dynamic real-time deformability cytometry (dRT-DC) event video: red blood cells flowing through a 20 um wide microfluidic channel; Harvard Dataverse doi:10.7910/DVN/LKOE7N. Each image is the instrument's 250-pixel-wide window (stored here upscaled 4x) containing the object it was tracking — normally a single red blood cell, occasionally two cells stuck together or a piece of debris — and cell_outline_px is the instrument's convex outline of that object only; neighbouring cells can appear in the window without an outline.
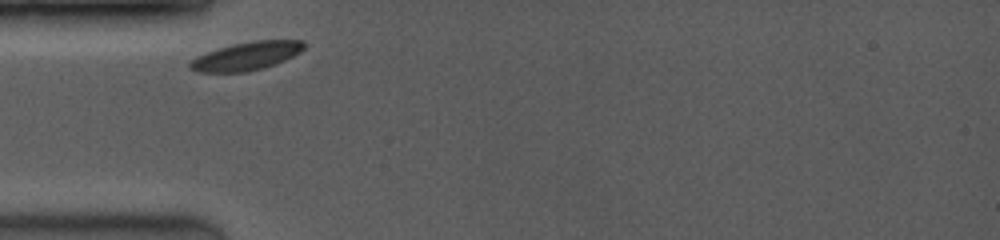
{"species": "common noctule bat (a hibernating species)", "species_latin": "Nyctalus noctula", "temperature_condition": "room temperature", "stored_images_in_passage": 24, "camera_frame_rate_fps": 3500, "um_per_image_px": 0.085, "animal": {"sex": "female", "body_mass_g": 19.0, "forearm_length_mm": 53.3}, "frame": {"image": 1, "passage_image": 1, "time_ms": 0.0, "image_size_px": [1000, 240], "cell_outline_px": [[304, 48], [300, 52], [276, 64], [264, 68], [248, 72], [196, 72], [188, 68], [188, 64], [196, 56], [232, 44], [256, 40], [304, 40]], "centroid_in_image_um": [20.94, 4.77], "position_along_channel_um": 64.1, "area_um2": 18.79}}
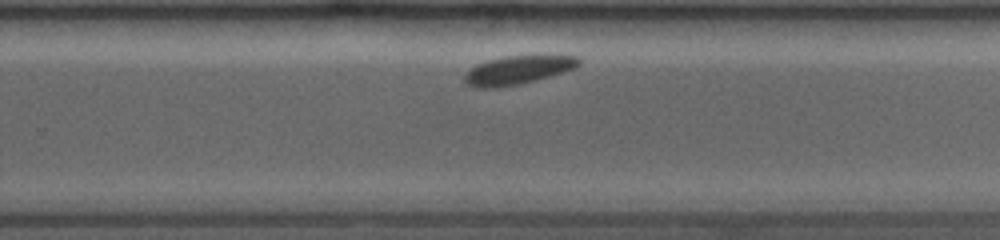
{"frame": {"image": 2, "passage_image": 16, "time_ms": 6.0, "image_size_px": [1000, 240], "cell_outline_px": [[580, 64], [576, 68], [536, 80], [520, 84], [496, 88], [480, 88], [468, 84], [464, 80], [464, 76], [472, 68], [488, 60], [508, 56], [580, 56]], "centroid_in_image_um": [44.05, 5.96], "position_along_channel_um": 285.7, "area_um2": 18.61}}
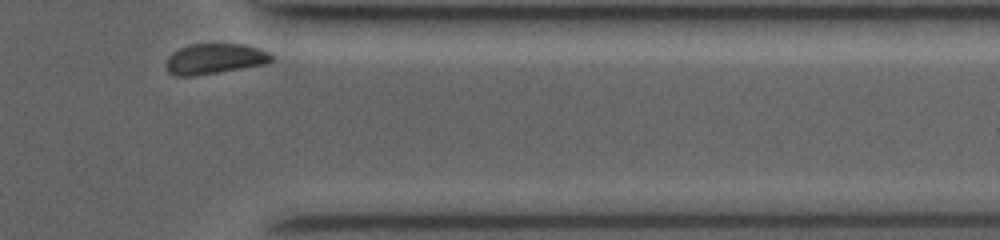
{"frame": {"image": 3, "passage_image": 24, "time_ms": 8.857, "image_size_px": [1000, 240], "cell_outline_px": [[272, 60], [268, 64], [192, 76], [176, 76], [168, 72], [168, 56], [172, 52], [180, 48], [192, 44], [244, 44], [268, 52], [272, 56]], "centroid_in_image_um": [18.26, 5.0], "position_along_channel_um": 393.1, "area_um2": 18.44}, "authors_computed_cell_mechanics": {"area_um2": 19.5653, "velocity_mm_per_s": 3.739, "shape_relaxation_time_tau1_ms": 0.1448, "shape_relaxation_time_tau2_ms": 1.3507, "deformation_change_tau1": 0.0474, "deformation_change_tau2": 0.0389}}